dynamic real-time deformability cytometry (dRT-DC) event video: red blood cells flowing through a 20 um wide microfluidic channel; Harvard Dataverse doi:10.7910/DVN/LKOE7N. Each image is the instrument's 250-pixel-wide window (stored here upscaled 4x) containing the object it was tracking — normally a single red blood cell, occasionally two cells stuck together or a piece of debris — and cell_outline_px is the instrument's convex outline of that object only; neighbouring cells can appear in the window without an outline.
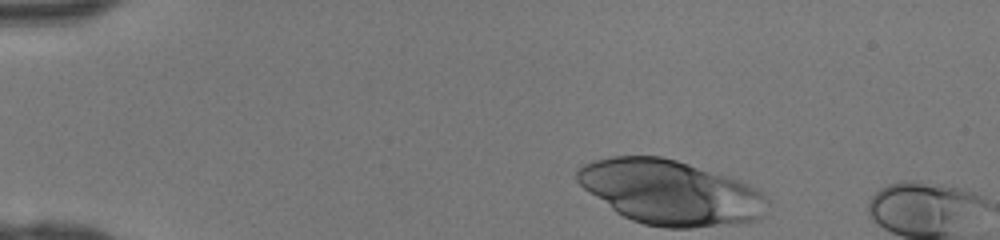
{"species": "human", "species_latin": "Homo sapiens", "temperature_condition": "room temperature", "stored_images_in_passage": 5, "camera_frame_rate_fps": 3000, "um_per_image_px": 0.085, "donor": {"sex": "female"}, "frame": {"image": 1, "passage_image": 1, "time_ms": 0.0, "image_size_px": [1000, 240], "cell_outline_px": [[716, 220], [708, 224], [648, 224], [636, 220], [620, 212], [592, 192], [584, 184], [580, 172], [584, 168], [592, 164], [604, 160], [624, 156], [656, 156], [672, 160], [684, 164], [700, 172]], "centroid_in_image_um": [55.35, 16.12], "position_along_channel_um": 29.7, "area_um2": 49.19}}